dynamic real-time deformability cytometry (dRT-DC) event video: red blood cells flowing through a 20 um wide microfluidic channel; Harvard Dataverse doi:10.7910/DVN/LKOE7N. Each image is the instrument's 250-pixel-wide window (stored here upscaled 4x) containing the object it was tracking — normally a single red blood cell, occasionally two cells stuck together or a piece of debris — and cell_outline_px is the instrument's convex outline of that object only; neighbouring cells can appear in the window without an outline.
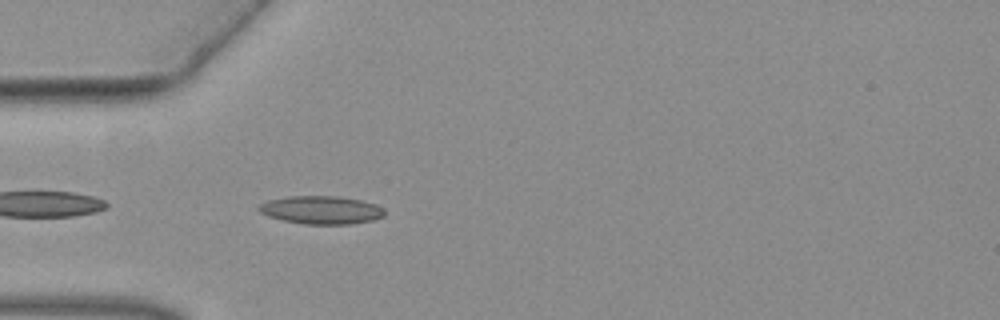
{"species": "common noctule bat (a hibernating species)", "species_latin": "Nyctalus noctula", "temperature_condition": "warm", "stored_images_in_passage": 36, "camera_frame_rate_fps": 3000, "um_per_image_px": 0.085, "animal": {"sex": "female", "body_mass_g": 19.3, "forearm_length_mm": 54.1}, "frame": {"image": 1, "passage_image": 2, "time_ms": 0.333, "image_size_px": [1000, 320], "cell_outline_px": [[384, 216], [372, 220], [352, 224], [304, 224], [280, 220], [268, 216], [260, 212], [256, 208], [260, 204], [268, 200], [288, 196], [340, 196], [360, 200], [376, 204], [384, 208]], "centroid_in_image_um": [27.29, 17.85], "position_along_channel_um": 57.7, "area_um2": 20.75}}
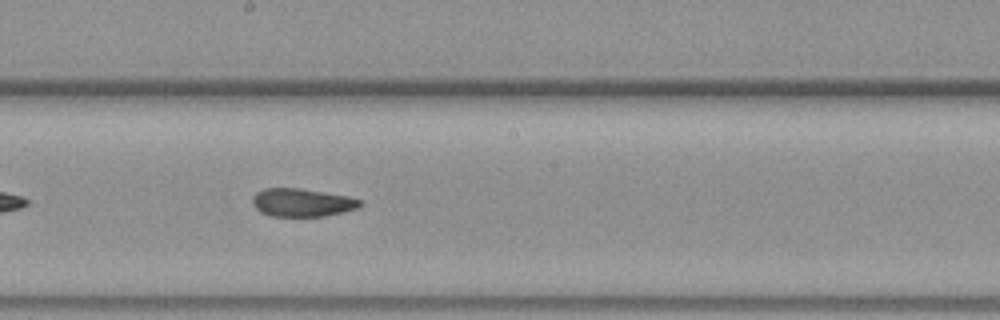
{"frame": {"image": 2, "passage_image": 15, "time_ms": 4.667, "image_size_px": [1000, 320], "cell_outline_px": [[364, 204], [356, 208], [324, 216], [268, 216], [260, 212], [252, 204], [252, 196], [256, 192], [264, 188], [296, 188], [348, 196], [360, 200]], "centroid_in_image_um": [25.62, 17.22], "position_along_channel_um": 222.6, "area_um2": 17.51}}
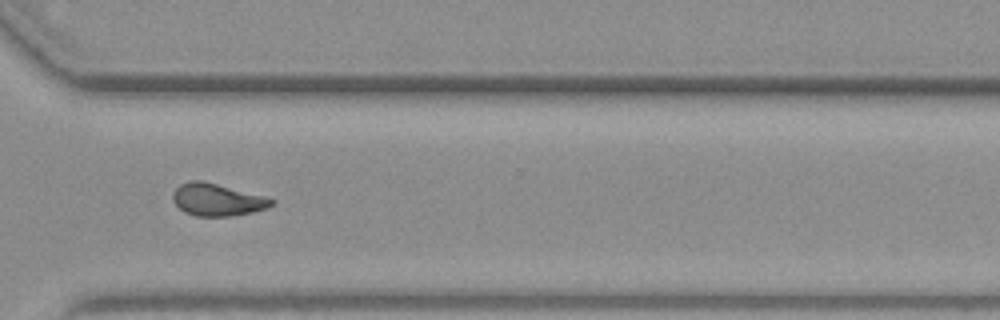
{"frame": {"image": 3, "passage_image": 25, "time_ms": 8.0, "image_size_px": [1000, 320], "cell_outline_px": [[276, 200], [268, 208], [252, 212], [232, 216], [196, 216], [184, 212], [172, 200], [172, 192], [180, 184], [192, 180], [200, 180], [264, 196]], "centroid_in_image_um": [18.44, 16.98], "position_along_channel_um": 352.2, "area_um2": 18.44}}